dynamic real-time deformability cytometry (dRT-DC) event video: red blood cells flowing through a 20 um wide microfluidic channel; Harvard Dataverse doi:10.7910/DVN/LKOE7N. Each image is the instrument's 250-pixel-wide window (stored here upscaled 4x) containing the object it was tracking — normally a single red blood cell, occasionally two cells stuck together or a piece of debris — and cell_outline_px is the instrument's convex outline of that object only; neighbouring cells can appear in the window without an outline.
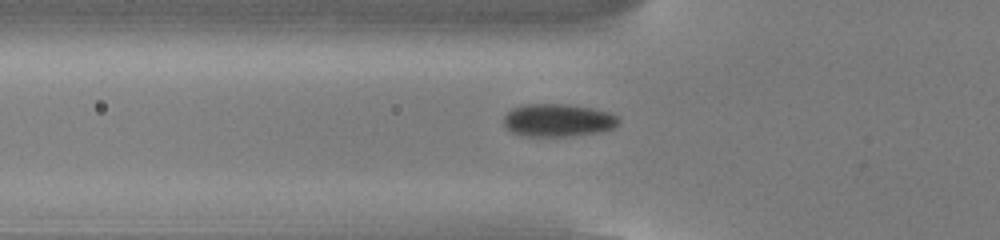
{"species": "common noctule bat (a hibernating species)", "species_latin": "Nyctalus noctula", "temperature_condition": "cold", "stored_images_in_passage": 54, "camera_frame_rate_fps": 3000, "um_per_image_px": 0.085, "animal": {"sex": "male", "body_mass_g": 13.0, "forearm_length_mm": 53.1}, "frame": {"image": 1, "passage_image": 19, "time_ms": 6.0, "image_size_px": [1000, 240], "cell_outline_px": [[620, 124], [612, 128], [600, 132], [564, 136], [520, 136], [512, 132], [504, 124], [504, 116], [512, 108], [524, 104], [564, 104], [592, 108], [608, 112], [616, 116], [620, 120]], "centroid_in_image_um": [47.42, 10.22], "position_along_channel_um": 78.4, "area_um2": 21.91}}
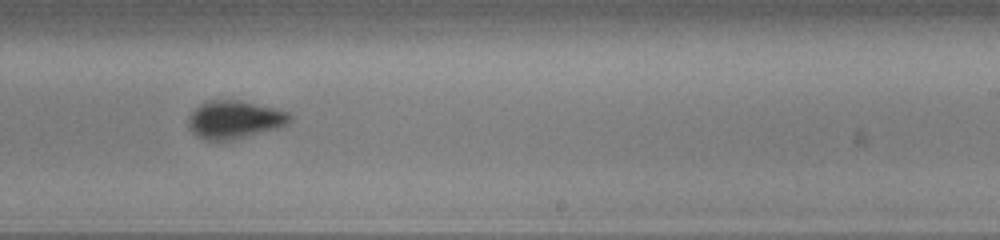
{"frame": {"image": 2, "passage_image": 34, "time_ms": 11.0, "image_size_px": [1000, 240], "cell_outline_px": [[292, 120], [288, 124], [280, 128], [228, 140], [204, 140], [196, 136], [192, 132], [188, 124], [188, 116], [200, 104], [208, 100], [236, 100], [272, 108], [288, 112], [292, 116]], "centroid_in_image_um": [19.92, 10.17], "position_along_channel_um": 269.1, "area_um2": 22.25}}
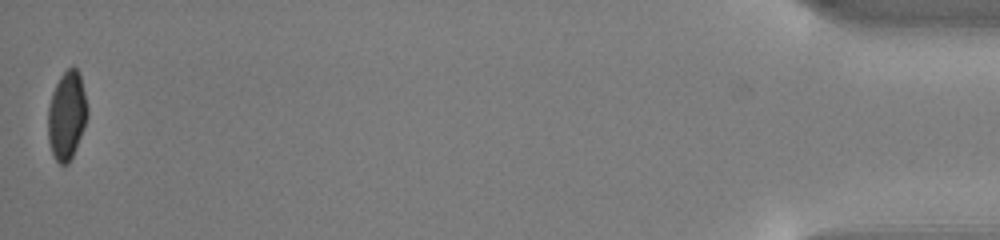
{"frame": {"image": 3, "passage_image": 54, "time_ms": 17.667, "image_size_px": [1000, 240], "cell_outline_px": [[88, 116], [72, 156], [68, 164], [60, 164], [56, 160], [52, 152], [48, 140], [48, 108], [52, 92], [60, 76], [68, 68], [76, 68], [80, 72], [88, 108]], "centroid_in_image_um": [5.68, 9.79], "position_along_channel_um": 429.5, "area_um2": 20.17}, "authors_computed_cell_mechanics": {"area_um2": 21.5305, "velocity_mm_per_s": 3.8166, "shape_relaxation_time_tau1_ms": 2.9467, "shape_relaxation_time_tau2_ms": null, "deformation_change_tau1": 0.0944, "deformation_change_tau2": null}}